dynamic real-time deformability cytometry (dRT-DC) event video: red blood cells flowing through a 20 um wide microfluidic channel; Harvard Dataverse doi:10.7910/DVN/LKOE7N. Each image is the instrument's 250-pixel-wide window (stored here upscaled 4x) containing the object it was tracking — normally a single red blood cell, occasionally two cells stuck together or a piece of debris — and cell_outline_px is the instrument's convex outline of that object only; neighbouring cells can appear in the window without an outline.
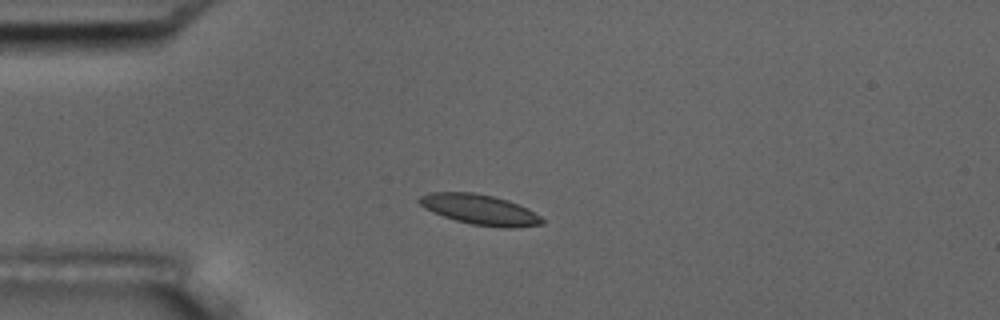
{"species": "common noctule bat (a hibernating species)", "species_latin": "Nyctalus noctula", "temperature_condition": "room temperature", "stored_images_in_passage": 4, "camera_frame_rate_fps": 3000, "um_per_image_px": 0.085, "animal": {"sex": "male", "body_mass_g": 17.5, "forearm_length_mm": 52.3}, "frame": {"image": 1, "passage_image": 3, "time_ms": 2.333, "image_size_px": [1000, 320], "cell_outline_px": [[544, 224], [516, 228], [500, 228], [472, 224], [456, 220], [432, 212], [424, 208], [416, 200], [420, 196], [428, 192], [472, 192], [492, 196], [508, 200], [528, 208], [540, 216], [544, 220]], "centroid_in_image_um": [40.79, 17.82], "position_along_channel_um": 44.2, "area_um2": 21.79}}